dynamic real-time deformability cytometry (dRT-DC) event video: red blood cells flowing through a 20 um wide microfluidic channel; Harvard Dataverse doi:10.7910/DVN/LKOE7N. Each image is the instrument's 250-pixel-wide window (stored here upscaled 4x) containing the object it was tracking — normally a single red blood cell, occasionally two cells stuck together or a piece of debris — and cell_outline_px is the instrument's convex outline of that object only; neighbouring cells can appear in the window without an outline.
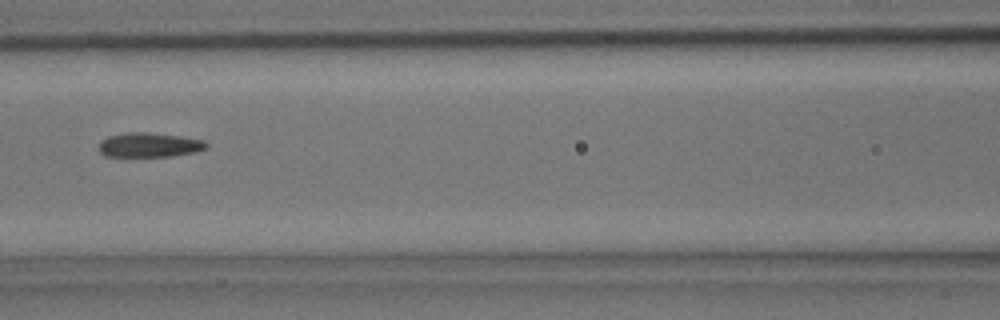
{"species": "common noctule bat (a hibernating species)", "species_latin": "Nyctalus noctula", "temperature_condition": "room temperature", "stored_images_in_passage": 5, "camera_frame_rate_fps": 3000, "um_per_image_px": 0.085, "animal": {"sex": "male", "body_mass_g": 15.6}, "frame": {"image": 1, "passage_image": 5, "time_ms": 1.333, "image_size_px": [1000, 320], "cell_outline_px": [[208, 148], [196, 152], [172, 156], [104, 156], [100, 152], [100, 140], [108, 136], [128, 132], [148, 132], [180, 136], [204, 140], [208, 144]], "centroid_in_image_um": [12.71, 12.31], "position_along_channel_um": 153.9, "area_um2": 15.37}}